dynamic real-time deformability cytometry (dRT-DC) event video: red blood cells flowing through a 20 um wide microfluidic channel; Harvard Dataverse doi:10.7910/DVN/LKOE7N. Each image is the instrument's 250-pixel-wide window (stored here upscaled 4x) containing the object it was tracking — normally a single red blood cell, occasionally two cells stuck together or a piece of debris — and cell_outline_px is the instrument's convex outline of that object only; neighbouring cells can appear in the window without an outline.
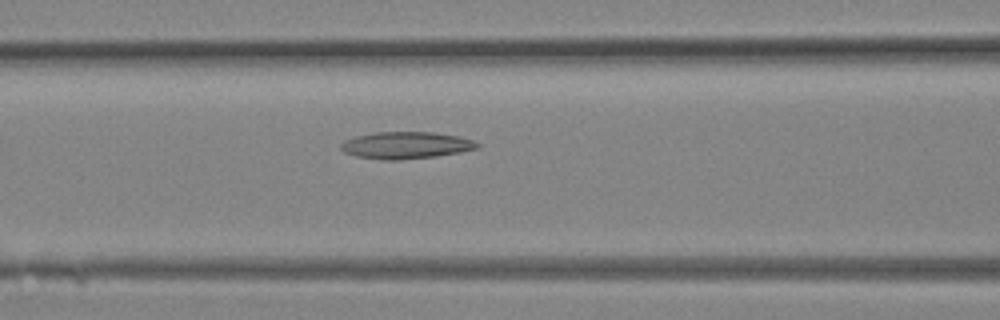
{"species": "Egyptian fruit bat (a non-hibernating species)", "species_latin": "Rousettus aegyptiacus", "temperature_condition": "room temperature", "stored_images_in_passage": 29, "camera_frame_rate_fps": 3000, "um_per_image_px": 0.085, "animal": {"sex": "female"}, "frame": {"image": 1, "passage_image": 12, "time_ms": 3.667, "image_size_px": [1000, 320], "cell_outline_px": [[480, 148], [460, 152], [436, 156], [400, 160], [380, 160], [356, 156], [344, 152], [340, 148], [340, 144], [344, 140], [356, 136], [376, 132], [432, 132], [460, 136], [472, 140], [480, 144]], "centroid_in_image_um": [34.5, 12.35], "position_along_channel_um": 132.1, "area_um2": 21.56}}
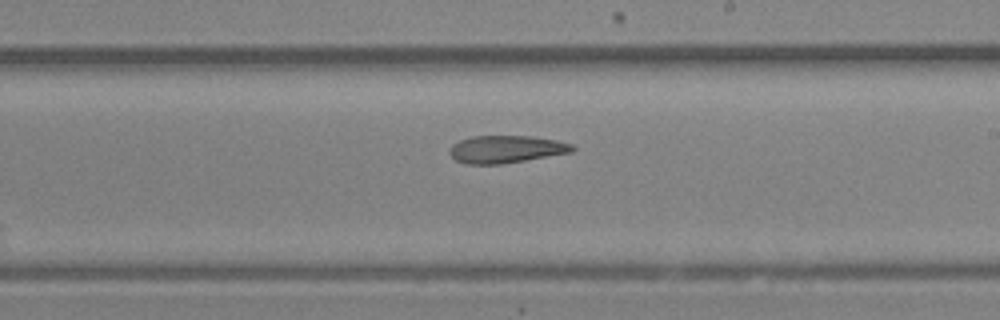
{"frame": {"image": 2, "passage_image": 17, "time_ms": 5.333, "image_size_px": [1000, 320], "cell_outline_px": [[576, 148], [572, 152], [500, 164], [464, 164], [456, 160], [448, 152], [452, 144], [460, 140], [472, 136], [532, 136], [556, 140], [572, 144]], "centroid_in_image_um": [43.0, 12.68], "position_along_channel_um": 246.0, "area_um2": 19.59}}
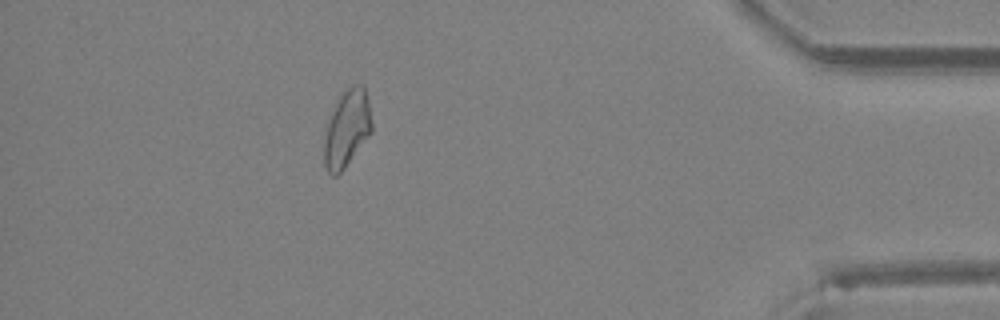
{"frame": {"image": 3, "passage_image": 26, "time_ms": 8.333, "image_size_px": [1000, 320], "cell_outline_px": [[372, 132], [344, 168], [336, 176], [332, 176], [328, 172], [324, 164], [324, 136], [328, 120], [344, 88], [352, 84], [364, 84], [372, 124]], "centroid_in_image_um": [29.48, 10.92], "position_along_channel_um": 405.7, "area_um2": 21.27}}